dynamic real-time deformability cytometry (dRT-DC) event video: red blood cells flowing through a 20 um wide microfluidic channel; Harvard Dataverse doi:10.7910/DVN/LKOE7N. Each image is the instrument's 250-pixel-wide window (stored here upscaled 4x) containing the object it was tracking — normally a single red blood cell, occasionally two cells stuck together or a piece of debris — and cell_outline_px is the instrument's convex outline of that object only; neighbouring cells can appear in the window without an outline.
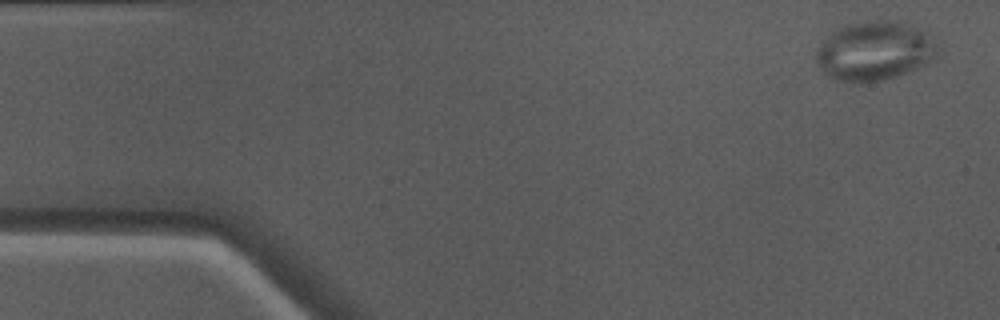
{"species": "Egyptian fruit bat (a non-hibernating species)", "species_latin": "Rousettus aegyptiacus", "temperature_condition": "warm", "stored_images_in_passage": 48, "camera_frame_rate_fps": 3000, "um_per_image_px": 0.085, "animal": {"sex": "male"}, "frame": {"image": 1, "passage_image": 1, "time_ms": 0.0, "image_size_px": [1000, 320], "cell_outline_px": [[944, 52], [936, 60], [928, 64], [896, 76], [880, 80], [860, 84], [836, 80], [828, 76], [816, 64], [816, 48], [836, 28], [844, 24], [868, 20], [904, 20], [924, 32], [936, 40]], "centroid_in_image_um": [74.4, 4.32], "position_along_channel_um": 10.6, "area_um2": 43.12}}
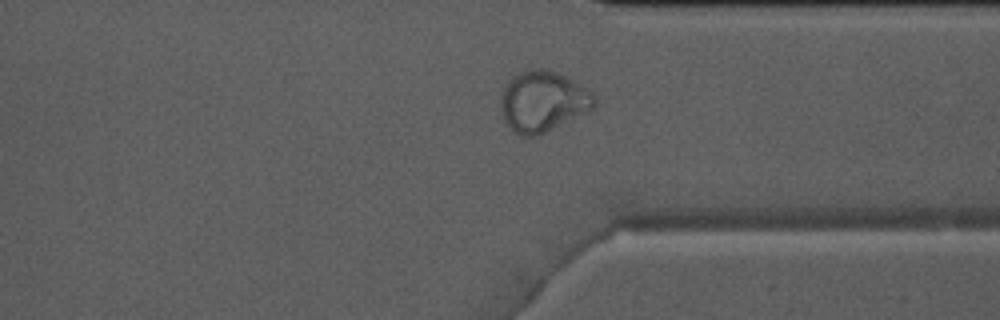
{"frame": {"image": 2, "passage_image": 36, "time_ms": 11.667, "image_size_px": [1000, 320], "cell_outline_px": [[596, 104], [592, 108], [536, 136], [520, 136], [504, 120], [500, 108], [500, 104], [504, 88], [508, 80], [512, 76], [524, 68], [548, 68], [568, 76], [592, 92], [596, 96]], "centroid_in_image_um": [46.13, 8.55], "position_along_channel_um": 365.3, "area_um2": 33.06}}
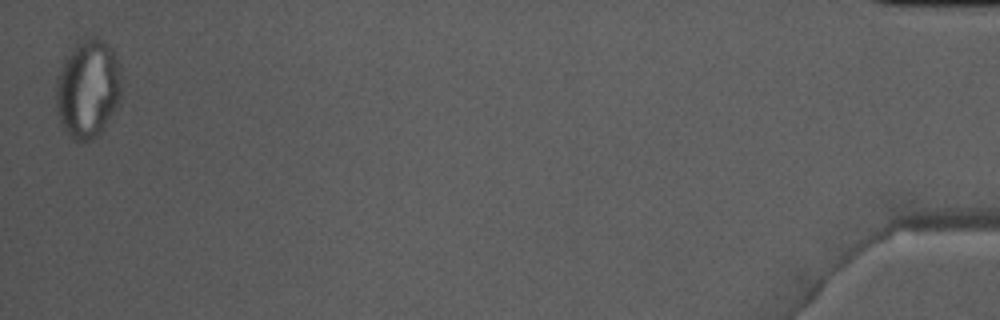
{"frame": {"image": 3, "passage_image": 48, "time_ms": 15.667, "image_size_px": [1000, 320], "cell_outline_px": [[120, 96], [112, 112], [100, 132], [92, 140], [84, 144], [76, 140], [64, 128], [60, 120], [56, 108], [56, 80], [64, 60], [76, 44], [88, 36], [96, 36], [104, 40], [112, 48], [120, 64]], "centroid_in_image_um": [7.47, 7.51], "position_along_channel_um": 427.7, "area_um2": 37.28}}